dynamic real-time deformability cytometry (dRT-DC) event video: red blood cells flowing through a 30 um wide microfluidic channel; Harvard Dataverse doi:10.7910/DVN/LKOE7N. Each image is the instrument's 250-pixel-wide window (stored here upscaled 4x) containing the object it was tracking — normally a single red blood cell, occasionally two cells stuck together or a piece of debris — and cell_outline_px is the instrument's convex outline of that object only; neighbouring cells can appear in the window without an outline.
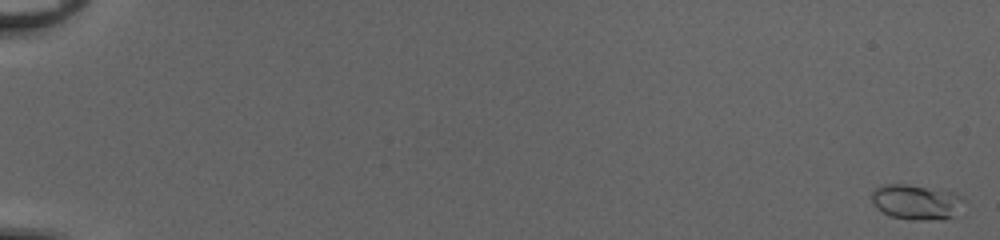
{"species": "common noctule bat (a hibernating species)", "species_latin": "Nyctalus noctula", "temperature_condition": "cold", "stored_images_in_passage": 54, "camera_frame_rate_fps": 3000, "um_per_image_px": 0.085, "animal": {"sex": "female", "body_mass_g": 20.0, "forearm_length_mm": 54.0}, "frame": {"image": 1, "passage_image": 2, "time_ms": 0.333, "image_size_px": [1000, 240], "cell_outline_px": [[968, 200], [952, 216], [944, 220], [908, 220], [888, 216], [876, 208], [872, 204], [872, 192], [876, 188], [884, 184], [908, 184], [956, 192]], "centroid_in_image_um": [77.9, 17.18], "position_along_channel_um": 7.1, "area_um2": 19.36}}
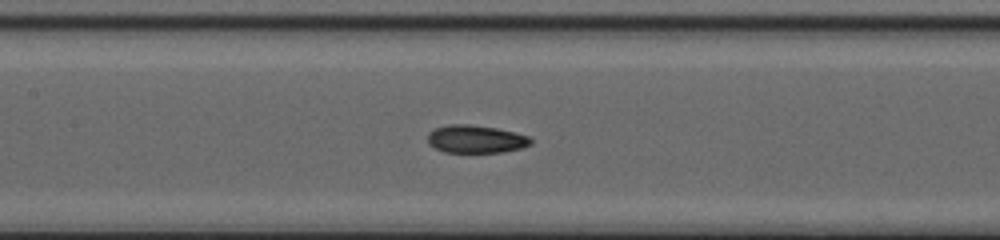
{"frame": {"image": 2, "passage_image": 29, "time_ms": 9.333, "image_size_px": [1000, 240], "cell_outline_px": [[532, 144], [520, 148], [504, 152], [444, 152], [428, 144], [428, 132], [432, 128], [448, 124], [468, 124], [496, 128], [516, 132], [528, 136], [532, 140]], "centroid_in_image_um": [40.42, 11.81], "position_along_channel_um": 167.0, "area_um2": 16.88}}
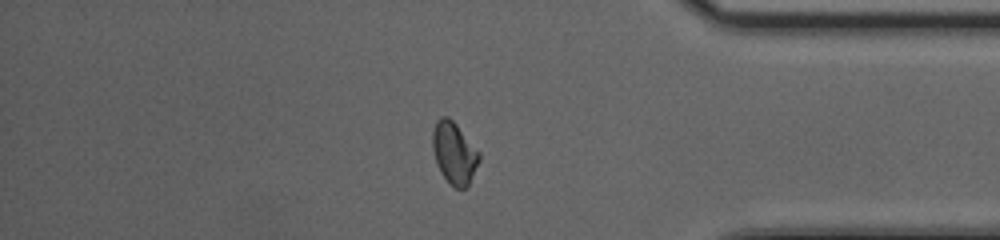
{"frame": {"image": 3, "passage_image": 47, "time_ms": 15.333, "image_size_px": [1000, 240], "cell_outline_px": [[480, 160], [468, 184], [464, 188], [456, 188], [440, 172], [436, 164], [432, 148], [432, 132], [436, 120], [440, 116], [448, 116], [456, 124], [480, 152]], "centroid_in_image_um": [38.59, 12.96], "position_along_channel_um": 396.6, "area_um2": 16.7}, "authors_computed_cell_mechanics": {"area_um2": 16.6464, "velocity_mm_per_s": 4.1236, "shape_relaxation_time_tau1_ms": 6.662, "shape_relaxation_time_tau2_ms": 1.05, "deformation_change_tau1": 0.2225, "deformation_change_tau2": 0.052}}